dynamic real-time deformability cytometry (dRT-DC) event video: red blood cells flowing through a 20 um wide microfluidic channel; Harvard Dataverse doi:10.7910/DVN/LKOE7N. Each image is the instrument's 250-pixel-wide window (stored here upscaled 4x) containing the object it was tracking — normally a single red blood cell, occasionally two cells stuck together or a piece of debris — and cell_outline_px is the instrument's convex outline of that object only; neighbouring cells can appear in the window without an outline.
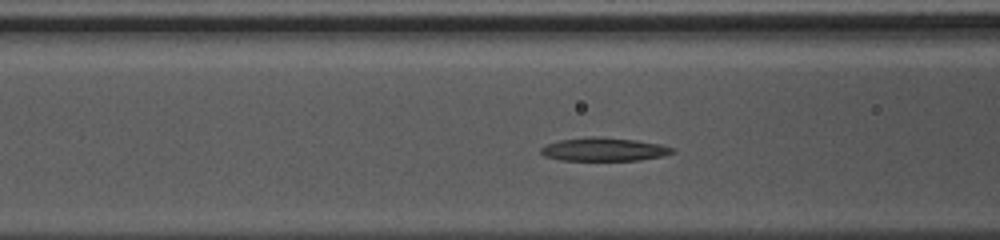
{"species": "common noctule bat (a hibernating species)", "species_latin": "Nyctalus noctula", "temperature_condition": "warm", "stored_images_in_passage": 10, "camera_frame_rate_fps": 3000, "um_per_image_px": 0.085, "animal": {"sex": "female", "body_mass_g": 10.0, "forearm_length_mm": 53.1}, "frame": {"image": 1, "passage_image": 5, "time_ms": 1.333, "image_size_px": [1000, 240], "cell_outline_px": [[676, 152], [664, 156], [640, 160], [560, 160], [544, 156], [540, 152], [540, 148], [548, 144], [560, 140], [588, 136], [600, 136], [636, 140], [660, 144], [672, 148]], "centroid_in_image_um": [51.34, 12.69], "position_along_channel_um": 115.3, "area_um2": 17.98}}
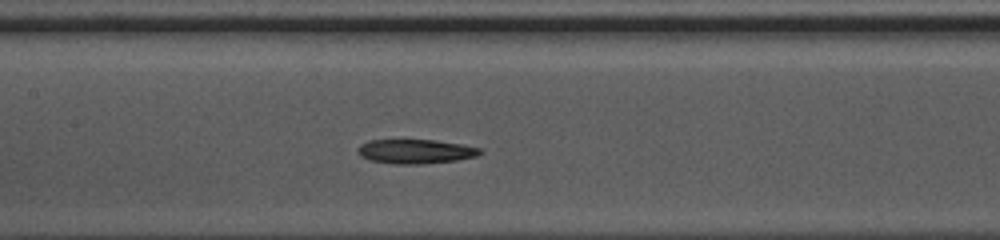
{"frame": {"image": 2, "passage_image": 9, "time_ms": 2.667, "image_size_px": [1000, 240], "cell_outline_px": [[484, 152], [476, 156], [456, 160], [424, 164], [396, 164], [368, 160], [360, 156], [356, 152], [356, 148], [360, 144], [368, 140], [436, 140], [460, 144], [480, 148]], "centroid_in_image_um": [35.27, 12.87], "position_along_channel_um": 172.1, "area_um2": 17.46}}